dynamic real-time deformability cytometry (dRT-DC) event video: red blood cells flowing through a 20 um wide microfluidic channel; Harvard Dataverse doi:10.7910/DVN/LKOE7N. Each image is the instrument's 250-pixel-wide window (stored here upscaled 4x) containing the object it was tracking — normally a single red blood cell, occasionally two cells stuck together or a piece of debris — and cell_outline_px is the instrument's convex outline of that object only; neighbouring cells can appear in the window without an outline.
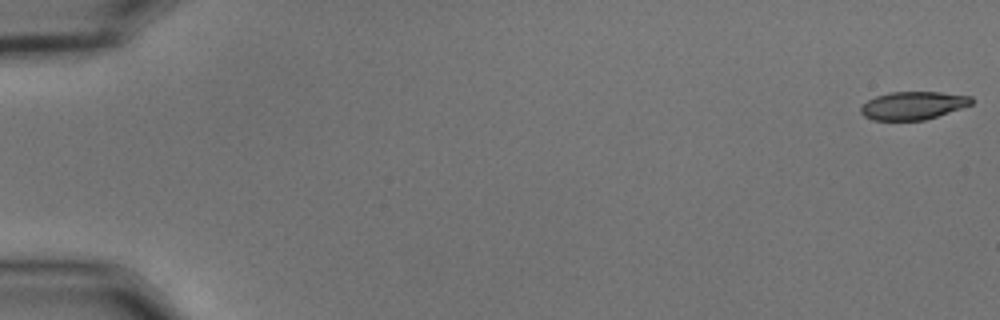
{"species": "common noctule bat (a hibernating species)", "species_latin": "Nyctalus noctula", "temperature_condition": "cold", "stored_images_in_passage": 52, "camera_frame_rate_fps": 3000, "um_per_image_px": 0.085, "animal": {"sex": "male", "body_mass_g": 15.6}, "frame": {"image": 1, "passage_image": 1, "time_ms": 0.0, "image_size_px": [1000, 320], "cell_outline_px": [[972, 104], [924, 120], [872, 120], [864, 116], [860, 112], [860, 108], [868, 100], [876, 96], [892, 92], [940, 92], [972, 96]], "centroid_in_image_um": [77.59, 8.97], "position_along_channel_um": 7.4, "area_um2": 17.86}}
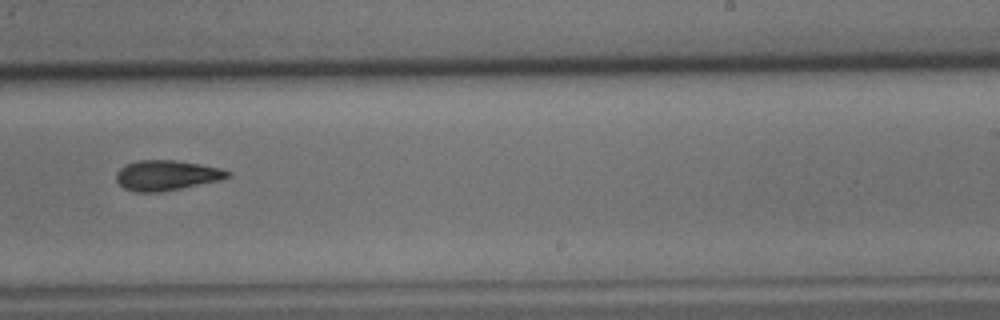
{"frame": {"image": 2, "passage_image": 36, "time_ms": 11.667, "image_size_px": [1000, 320], "cell_outline_px": [[232, 172], [228, 176], [220, 180], [160, 192], [132, 192], [124, 188], [116, 180], [116, 172], [124, 164], [136, 160], [176, 160], [200, 164], [220, 168]], "centroid_in_image_um": [14.11, 14.89], "position_along_channel_um": 274.9, "area_um2": 19.59}}
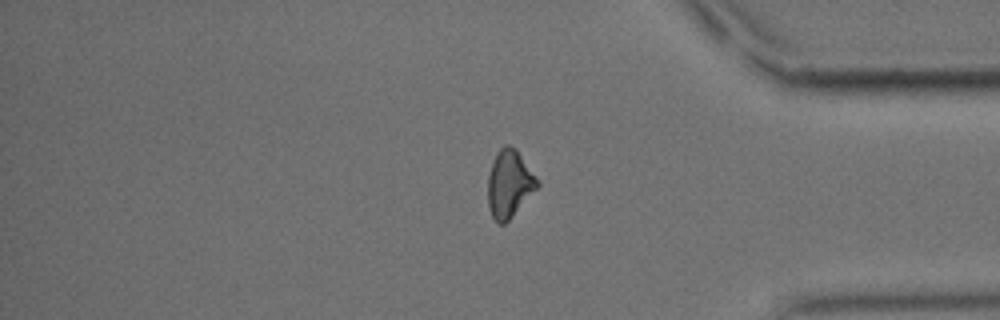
{"frame": {"image": 3, "passage_image": 47, "time_ms": 15.333, "image_size_px": [1000, 320], "cell_outline_px": [[540, 184], [512, 216], [504, 224], [496, 224], [488, 208], [488, 176], [496, 152], [504, 144], [508, 144], [516, 148], [540, 180]], "centroid_in_image_um": [43.29, 15.6], "position_along_channel_um": 391.9, "area_um2": 19.54}}